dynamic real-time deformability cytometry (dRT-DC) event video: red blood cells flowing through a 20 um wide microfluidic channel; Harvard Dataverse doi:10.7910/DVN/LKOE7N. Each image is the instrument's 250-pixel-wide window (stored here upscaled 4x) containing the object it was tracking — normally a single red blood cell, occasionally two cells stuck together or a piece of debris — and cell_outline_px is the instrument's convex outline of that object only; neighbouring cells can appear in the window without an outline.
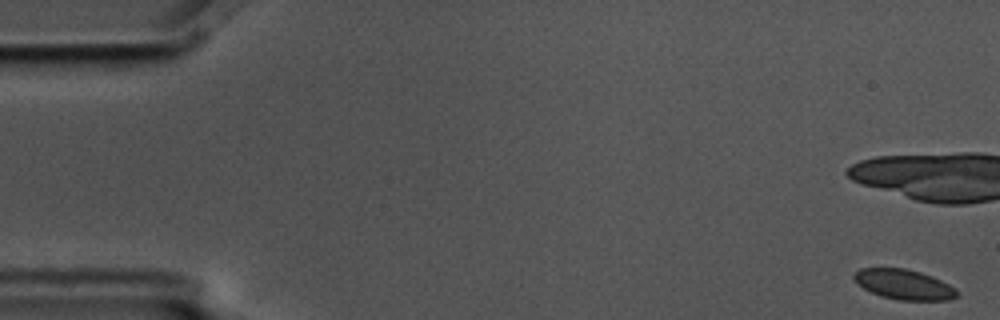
{"species": "common noctule bat (a hibernating species)", "species_latin": "Nyctalus noctula", "temperature_condition": "cold", "stored_images_in_passage": 7, "segment_of_instrument_passage": [1, 2], "camera_frame_rate_fps": 3000, "um_per_image_px": 0.085, "animal": {"sex": "male", "body_mass_g": 17.5, "forearm_length_mm": 52.3}, "frame": {"image": 1, "passage_image": 1, "time_ms": 0.0, "image_size_px": [1000, 320], "cell_outline_px": [[960, 292], [956, 296], [948, 300], [900, 300], [884, 296], [872, 292], [864, 288], [852, 276], [852, 272], [860, 268], [904, 268], [920, 272], [932, 276], [956, 288]], "centroid_in_image_um": [76.85, 24.16], "position_along_channel_um": 8.2, "area_um2": 17.86}}
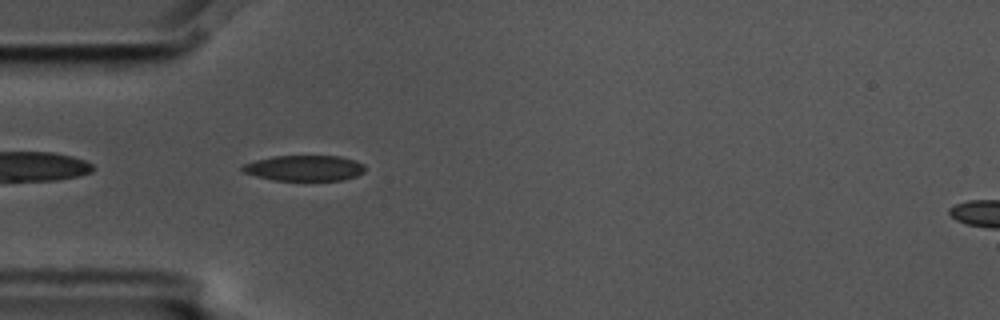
{"frame": {"image": 2, "passage_image": 6, "time_ms": 1.667, "image_size_px": [1000, 320], "cell_outline_px": [[364, 172], [356, 176], [344, 180], [276, 180], [256, 176], [244, 172], [240, 168], [244, 164], [256, 160], [272, 156], [340, 156], [356, 160], [364, 164]], "centroid_in_image_um": [25.9, 14.28], "position_along_channel_um": 59.1, "area_um2": 18.26}}